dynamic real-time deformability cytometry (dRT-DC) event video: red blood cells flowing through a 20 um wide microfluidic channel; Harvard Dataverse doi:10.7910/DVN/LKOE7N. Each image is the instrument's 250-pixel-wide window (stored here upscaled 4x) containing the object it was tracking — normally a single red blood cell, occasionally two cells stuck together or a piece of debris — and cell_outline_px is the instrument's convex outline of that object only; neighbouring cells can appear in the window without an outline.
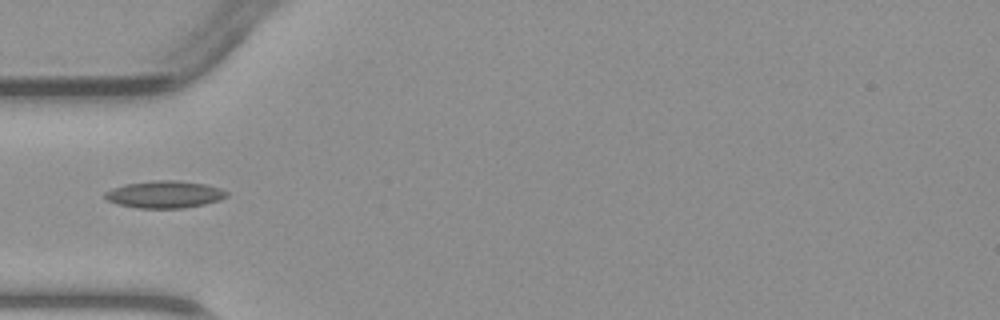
{"species": "common noctule bat (a hibernating species)", "species_latin": "Nyctalus noctula", "temperature_condition": "warm", "stored_images_in_passage": 5, "camera_frame_rate_fps": 3000, "um_per_image_px": 0.085, "animal": {"sex": "male", "body_mass_g": 23.1, "forearm_length_mm": 52.7}, "frame": {"image": 1, "passage_image": 5, "time_ms": 4.667, "image_size_px": [1000, 320], "cell_outline_px": [[228, 196], [220, 200], [204, 204], [184, 208], [136, 208], [120, 204], [108, 200], [104, 196], [104, 192], [112, 188], [128, 184], [156, 180], [176, 180], [204, 184], [220, 188], [228, 192]], "centroid_in_image_um": [14.02, 16.53], "position_along_channel_um": 71.0, "area_um2": 19.13}}